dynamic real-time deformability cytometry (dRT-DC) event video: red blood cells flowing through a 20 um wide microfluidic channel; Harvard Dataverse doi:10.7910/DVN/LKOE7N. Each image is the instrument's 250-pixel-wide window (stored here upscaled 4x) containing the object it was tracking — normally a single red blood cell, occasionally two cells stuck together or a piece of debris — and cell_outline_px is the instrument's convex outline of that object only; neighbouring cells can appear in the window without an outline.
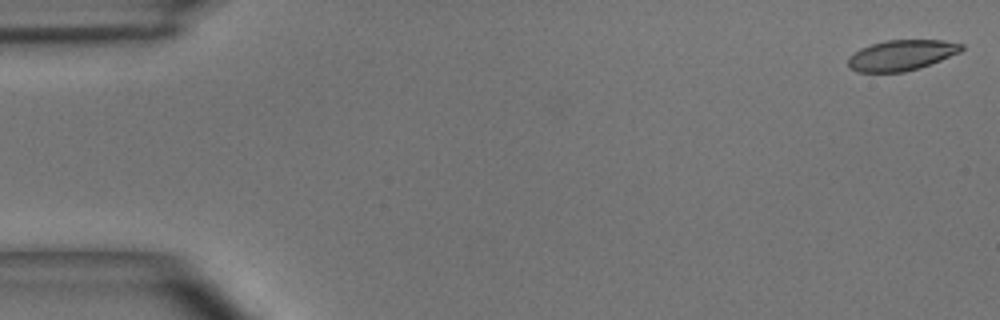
{"species": "common noctule bat (a hibernating species)", "species_latin": "Nyctalus noctula", "temperature_condition": "room temperature", "stored_images_in_passage": 49, "camera_frame_rate_fps": 3000, "um_per_image_px": 0.085, "animal": {"sex": "male", "body_mass_g": 15.6}, "frame": {"image": 1, "passage_image": 1, "time_ms": 0.0, "image_size_px": [1000, 320], "cell_outline_px": [[964, 48], [960, 52], [920, 68], [904, 72], [856, 72], [848, 68], [848, 56], [860, 48], [872, 44], [888, 40], [944, 40], [964, 44]], "centroid_in_image_um": [76.6, 4.7], "position_along_channel_um": 8.4, "area_um2": 20.29}}
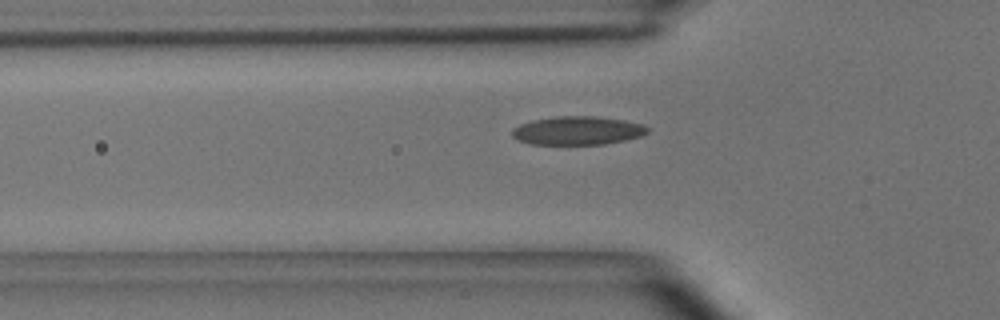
{"frame": {"image": 2, "passage_image": 16, "time_ms": 5.0, "image_size_px": [1000, 320], "cell_outline_px": [[648, 132], [640, 136], [624, 140], [604, 144], [532, 144], [520, 140], [512, 136], [512, 128], [520, 124], [532, 120], [556, 116], [596, 116], [624, 120], [644, 124], [648, 128]], "centroid_in_image_um": [49.1, 11.09], "position_along_channel_um": 76.7, "area_um2": 22.43}}
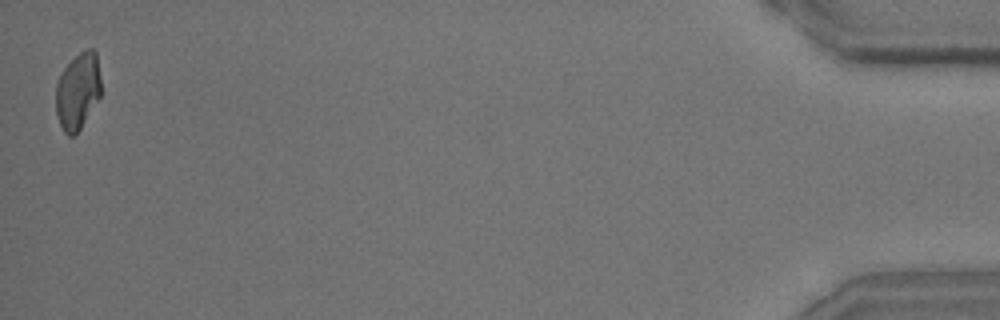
{"frame": {"image": 3, "passage_image": 49, "time_ms": 16.0, "image_size_px": [1000, 320], "cell_outline_px": [[100, 96], [80, 128], [72, 136], [68, 136], [64, 132], [56, 116], [56, 84], [64, 68], [80, 52], [88, 48], [92, 48], [96, 52], [100, 80]], "centroid_in_image_um": [6.6, 7.74], "position_along_channel_um": 428.6, "area_um2": 19.83}, "authors_computed_cell_mechanics": {"area_um2": 21.2126, "velocity_mm_per_s": 4.0153, "shape_relaxation_time_tau1_ms": 4.5827, "shape_relaxation_time_tau2_ms": 1.8871, "deformation_change_tau1": 0.1363, "deformation_change_tau2": 0.0815}}